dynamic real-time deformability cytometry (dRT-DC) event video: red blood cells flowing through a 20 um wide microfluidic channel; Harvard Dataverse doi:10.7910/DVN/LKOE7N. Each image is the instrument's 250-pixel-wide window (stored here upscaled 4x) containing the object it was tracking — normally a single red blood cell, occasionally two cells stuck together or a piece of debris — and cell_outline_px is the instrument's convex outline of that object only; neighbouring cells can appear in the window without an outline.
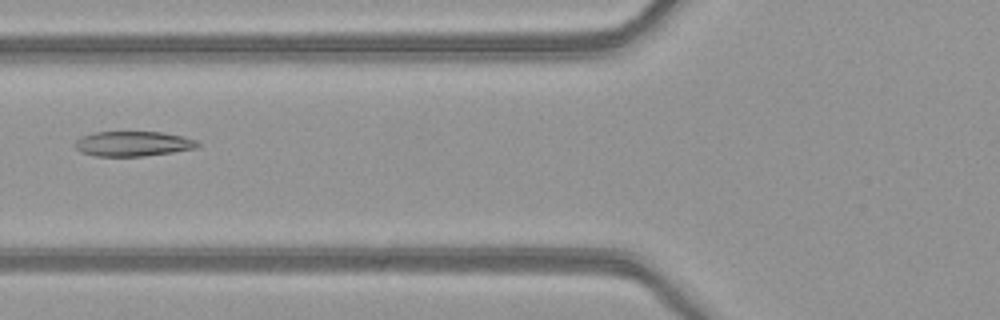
{"species": "common noctule bat (a hibernating species)", "species_latin": "Nyctalus noctula", "temperature_condition": "warm", "stored_images_in_passage": 6, "camera_frame_rate_fps": 3000, "um_per_image_px": 0.085, "animal": {"sex": "female", "body_mass_g": 21.9}, "frame": {"image": 1, "passage_image": 6, "time_ms": 1.667, "image_size_px": [1000, 320], "cell_outline_px": [[200, 144], [196, 148], [172, 152], [144, 156], [96, 156], [80, 152], [76, 148], [76, 140], [80, 136], [96, 132], [160, 132], [184, 136], [196, 140]], "centroid_in_image_um": [11.3, 12.21], "position_along_channel_um": 114.5, "area_um2": 17.8}}